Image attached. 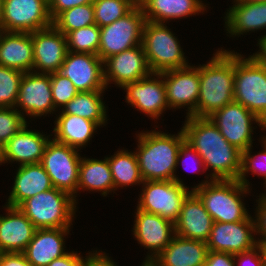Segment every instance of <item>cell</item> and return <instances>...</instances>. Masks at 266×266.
Instances as JSON below:
<instances>
[{"label": "cell", "instance_id": "obj_25", "mask_svg": "<svg viewBox=\"0 0 266 266\" xmlns=\"http://www.w3.org/2000/svg\"><path fill=\"white\" fill-rule=\"evenodd\" d=\"M207 243L173 237L166 248L149 263L150 266H204L208 254Z\"/></svg>", "mask_w": 266, "mask_h": 266}, {"label": "cell", "instance_id": "obj_26", "mask_svg": "<svg viewBox=\"0 0 266 266\" xmlns=\"http://www.w3.org/2000/svg\"><path fill=\"white\" fill-rule=\"evenodd\" d=\"M31 33L0 31V65L22 72L33 70Z\"/></svg>", "mask_w": 266, "mask_h": 266}, {"label": "cell", "instance_id": "obj_47", "mask_svg": "<svg viewBox=\"0 0 266 266\" xmlns=\"http://www.w3.org/2000/svg\"><path fill=\"white\" fill-rule=\"evenodd\" d=\"M0 266H31L23 253H0Z\"/></svg>", "mask_w": 266, "mask_h": 266}, {"label": "cell", "instance_id": "obj_56", "mask_svg": "<svg viewBox=\"0 0 266 266\" xmlns=\"http://www.w3.org/2000/svg\"><path fill=\"white\" fill-rule=\"evenodd\" d=\"M141 266H150L149 264H142Z\"/></svg>", "mask_w": 266, "mask_h": 266}, {"label": "cell", "instance_id": "obj_22", "mask_svg": "<svg viewBox=\"0 0 266 266\" xmlns=\"http://www.w3.org/2000/svg\"><path fill=\"white\" fill-rule=\"evenodd\" d=\"M214 220L200 198L191 191L184 199L177 221L175 234L183 238L207 242Z\"/></svg>", "mask_w": 266, "mask_h": 266}, {"label": "cell", "instance_id": "obj_49", "mask_svg": "<svg viewBox=\"0 0 266 266\" xmlns=\"http://www.w3.org/2000/svg\"><path fill=\"white\" fill-rule=\"evenodd\" d=\"M259 51L250 55L255 61L266 66V35L258 39Z\"/></svg>", "mask_w": 266, "mask_h": 266}, {"label": "cell", "instance_id": "obj_55", "mask_svg": "<svg viewBox=\"0 0 266 266\" xmlns=\"http://www.w3.org/2000/svg\"><path fill=\"white\" fill-rule=\"evenodd\" d=\"M264 187L266 188V186H264ZM262 197L266 199V193L265 194H262Z\"/></svg>", "mask_w": 266, "mask_h": 266}, {"label": "cell", "instance_id": "obj_45", "mask_svg": "<svg viewBox=\"0 0 266 266\" xmlns=\"http://www.w3.org/2000/svg\"><path fill=\"white\" fill-rule=\"evenodd\" d=\"M191 154H192V156L195 158H192V159H194V160H198L196 163L198 164V165H200V167L202 166L204 169L203 170H205V165H204V163H203V160H202V158L200 157V155L197 153V151L193 148V147H191V145H189L186 141H184L183 143H182V145L180 146V149H179V152H178V155H177V166L180 164V163H182V165L185 167L186 165H184L183 163H184V160H185V162H186V159L187 158H189V156L190 157H192L191 156ZM182 158H184V160L182 159ZM181 159V160H180ZM188 160V159H187ZM182 161V162H181ZM180 162V163H179ZM195 163V164H196ZM187 167V166H186ZM185 167V170L187 169ZM195 169V168H194ZM195 172V171H194Z\"/></svg>", "mask_w": 266, "mask_h": 266}, {"label": "cell", "instance_id": "obj_20", "mask_svg": "<svg viewBox=\"0 0 266 266\" xmlns=\"http://www.w3.org/2000/svg\"><path fill=\"white\" fill-rule=\"evenodd\" d=\"M122 88L127 92L126 103L153 119H158L169 108L164 79L160 73H151L136 82L125 84Z\"/></svg>", "mask_w": 266, "mask_h": 266}, {"label": "cell", "instance_id": "obj_31", "mask_svg": "<svg viewBox=\"0 0 266 266\" xmlns=\"http://www.w3.org/2000/svg\"><path fill=\"white\" fill-rule=\"evenodd\" d=\"M79 189L102 191L103 196L114 191L113 177L107 158L104 160L81 158L77 193Z\"/></svg>", "mask_w": 266, "mask_h": 266}, {"label": "cell", "instance_id": "obj_15", "mask_svg": "<svg viewBox=\"0 0 266 266\" xmlns=\"http://www.w3.org/2000/svg\"><path fill=\"white\" fill-rule=\"evenodd\" d=\"M164 79L166 97L169 108L188 107L187 116H191L197 108L200 93L199 66L171 69L160 73Z\"/></svg>", "mask_w": 266, "mask_h": 266}, {"label": "cell", "instance_id": "obj_51", "mask_svg": "<svg viewBox=\"0 0 266 266\" xmlns=\"http://www.w3.org/2000/svg\"><path fill=\"white\" fill-rule=\"evenodd\" d=\"M236 2H266V0H234Z\"/></svg>", "mask_w": 266, "mask_h": 266}, {"label": "cell", "instance_id": "obj_14", "mask_svg": "<svg viewBox=\"0 0 266 266\" xmlns=\"http://www.w3.org/2000/svg\"><path fill=\"white\" fill-rule=\"evenodd\" d=\"M60 74L70 79L79 92L104 91L103 61L98 55L68 51Z\"/></svg>", "mask_w": 266, "mask_h": 266}, {"label": "cell", "instance_id": "obj_30", "mask_svg": "<svg viewBox=\"0 0 266 266\" xmlns=\"http://www.w3.org/2000/svg\"><path fill=\"white\" fill-rule=\"evenodd\" d=\"M54 122L53 139L79 150L86 146L99 127L93 121L77 115L64 114L62 111Z\"/></svg>", "mask_w": 266, "mask_h": 266}, {"label": "cell", "instance_id": "obj_24", "mask_svg": "<svg viewBox=\"0 0 266 266\" xmlns=\"http://www.w3.org/2000/svg\"><path fill=\"white\" fill-rule=\"evenodd\" d=\"M70 228L36 229L33 239L22 252L31 266H47L51 261L65 255V239Z\"/></svg>", "mask_w": 266, "mask_h": 266}, {"label": "cell", "instance_id": "obj_42", "mask_svg": "<svg viewBox=\"0 0 266 266\" xmlns=\"http://www.w3.org/2000/svg\"><path fill=\"white\" fill-rule=\"evenodd\" d=\"M257 202L256 218L254 219L256 234H260V239L258 238L257 242L262 246H266V199L259 196Z\"/></svg>", "mask_w": 266, "mask_h": 266}, {"label": "cell", "instance_id": "obj_1", "mask_svg": "<svg viewBox=\"0 0 266 266\" xmlns=\"http://www.w3.org/2000/svg\"><path fill=\"white\" fill-rule=\"evenodd\" d=\"M185 141L211 168L213 180H237L241 169V151L232 146L209 117L186 116L182 127Z\"/></svg>", "mask_w": 266, "mask_h": 266}, {"label": "cell", "instance_id": "obj_36", "mask_svg": "<svg viewBox=\"0 0 266 266\" xmlns=\"http://www.w3.org/2000/svg\"><path fill=\"white\" fill-rule=\"evenodd\" d=\"M95 23L100 28L122 18L134 7L125 0H94Z\"/></svg>", "mask_w": 266, "mask_h": 266}, {"label": "cell", "instance_id": "obj_2", "mask_svg": "<svg viewBox=\"0 0 266 266\" xmlns=\"http://www.w3.org/2000/svg\"><path fill=\"white\" fill-rule=\"evenodd\" d=\"M199 65L200 93L193 117H209L234 102L235 52L218 50Z\"/></svg>", "mask_w": 266, "mask_h": 266}, {"label": "cell", "instance_id": "obj_34", "mask_svg": "<svg viewBox=\"0 0 266 266\" xmlns=\"http://www.w3.org/2000/svg\"><path fill=\"white\" fill-rule=\"evenodd\" d=\"M92 24H96L92 3L75 6L61 12L52 23V25L64 35L70 31Z\"/></svg>", "mask_w": 266, "mask_h": 266}, {"label": "cell", "instance_id": "obj_54", "mask_svg": "<svg viewBox=\"0 0 266 266\" xmlns=\"http://www.w3.org/2000/svg\"><path fill=\"white\" fill-rule=\"evenodd\" d=\"M1 13H2V0H0V17H1Z\"/></svg>", "mask_w": 266, "mask_h": 266}, {"label": "cell", "instance_id": "obj_17", "mask_svg": "<svg viewBox=\"0 0 266 266\" xmlns=\"http://www.w3.org/2000/svg\"><path fill=\"white\" fill-rule=\"evenodd\" d=\"M135 213L133 234L138 244L151 251V255H147L142 263L149 264L171 242L175 236V226L173 222L159 215L138 208Z\"/></svg>", "mask_w": 266, "mask_h": 266}, {"label": "cell", "instance_id": "obj_29", "mask_svg": "<svg viewBox=\"0 0 266 266\" xmlns=\"http://www.w3.org/2000/svg\"><path fill=\"white\" fill-rule=\"evenodd\" d=\"M140 6L146 21L155 23L185 18L206 10L201 0H140Z\"/></svg>", "mask_w": 266, "mask_h": 266}, {"label": "cell", "instance_id": "obj_48", "mask_svg": "<svg viewBox=\"0 0 266 266\" xmlns=\"http://www.w3.org/2000/svg\"><path fill=\"white\" fill-rule=\"evenodd\" d=\"M83 266H117L104 252L101 253L95 250V253H88Z\"/></svg>", "mask_w": 266, "mask_h": 266}, {"label": "cell", "instance_id": "obj_23", "mask_svg": "<svg viewBox=\"0 0 266 266\" xmlns=\"http://www.w3.org/2000/svg\"><path fill=\"white\" fill-rule=\"evenodd\" d=\"M0 216V253H22L33 239L36 227L19 209L6 205Z\"/></svg>", "mask_w": 266, "mask_h": 266}, {"label": "cell", "instance_id": "obj_50", "mask_svg": "<svg viewBox=\"0 0 266 266\" xmlns=\"http://www.w3.org/2000/svg\"><path fill=\"white\" fill-rule=\"evenodd\" d=\"M128 1L133 7L140 5V0H125Z\"/></svg>", "mask_w": 266, "mask_h": 266}, {"label": "cell", "instance_id": "obj_3", "mask_svg": "<svg viewBox=\"0 0 266 266\" xmlns=\"http://www.w3.org/2000/svg\"><path fill=\"white\" fill-rule=\"evenodd\" d=\"M137 138L135 153L143 181L174 180L184 184L175 174L177 155L185 141L183 129L176 135L156 130L145 131L138 133Z\"/></svg>", "mask_w": 266, "mask_h": 266}, {"label": "cell", "instance_id": "obj_5", "mask_svg": "<svg viewBox=\"0 0 266 266\" xmlns=\"http://www.w3.org/2000/svg\"><path fill=\"white\" fill-rule=\"evenodd\" d=\"M76 204L69 193L53 187L28 198L19 209L37 229L70 228Z\"/></svg>", "mask_w": 266, "mask_h": 266}, {"label": "cell", "instance_id": "obj_39", "mask_svg": "<svg viewBox=\"0 0 266 266\" xmlns=\"http://www.w3.org/2000/svg\"><path fill=\"white\" fill-rule=\"evenodd\" d=\"M26 123L17 108H0V150Z\"/></svg>", "mask_w": 266, "mask_h": 266}, {"label": "cell", "instance_id": "obj_52", "mask_svg": "<svg viewBox=\"0 0 266 266\" xmlns=\"http://www.w3.org/2000/svg\"><path fill=\"white\" fill-rule=\"evenodd\" d=\"M263 248V254H264V258H265V266H266V246H262Z\"/></svg>", "mask_w": 266, "mask_h": 266}, {"label": "cell", "instance_id": "obj_19", "mask_svg": "<svg viewBox=\"0 0 266 266\" xmlns=\"http://www.w3.org/2000/svg\"><path fill=\"white\" fill-rule=\"evenodd\" d=\"M103 69L106 87L114 82L122 88L125 84L136 82L152 73L142 44L108 57L103 61Z\"/></svg>", "mask_w": 266, "mask_h": 266}, {"label": "cell", "instance_id": "obj_38", "mask_svg": "<svg viewBox=\"0 0 266 266\" xmlns=\"http://www.w3.org/2000/svg\"><path fill=\"white\" fill-rule=\"evenodd\" d=\"M262 145L264 147L262 152L257 153V155H251L252 145L246 149L245 151L241 152V169L238 176V181L243 184L246 188H249V181L246 179V175L248 172H252L254 175H262L264 176V186H266V141H262ZM262 163H259L260 161ZM258 164V165H257ZM262 166V167H261Z\"/></svg>", "mask_w": 266, "mask_h": 266}, {"label": "cell", "instance_id": "obj_53", "mask_svg": "<svg viewBox=\"0 0 266 266\" xmlns=\"http://www.w3.org/2000/svg\"><path fill=\"white\" fill-rule=\"evenodd\" d=\"M262 130H266V122H264ZM262 140L266 141V136L262 137Z\"/></svg>", "mask_w": 266, "mask_h": 266}, {"label": "cell", "instance_id": "obj_4", "mask_svg": "<svg viewBox=\"0 0 266 266\" xmlns=\"http://www.w3.org/2000/svg\"><path fill=\"white\" fill-rule=\"evenodd\" d=\"M246 188L238 180H213L210 178L191 190L200 198L214 222H238L250 215L242 202ZM242 196V197H241Z\"/></svg>", "mask_w": 266, "mask_h": 266}, {"label": "cell", "instance_id": "obj_12", "mask_svg": "<svg viewBox=\"0 0 266 266\" xmlns=\"http://www.w3.org/2000/svg\"><path fill=\"white\" fill-rule=\"evenodd\" d=\"M209 118L226 141L241 152L252 145V122L258 123L261 129L264 124L251 111L235 101L217 110Z\"/></svg>", "mask_w": 266, "mask_h": 266}, {"label": "cell", "instance_id": "obj_27", "mask_svg": "<svg viewBox=\"0 0 266 266\" xmlns=\"http://www.w3.org/2000/svg\"><path fill=\"white\" fill-rule=\"evenodd\" d=\"M51 188L53 186L50 177L40 163L19 165L14 178V185L6 204L12 207H19L28 198Z\"/></svg>", "mask_w": 266, "mask_h": 266}, {"label": "cell", "instance_id": "obj_11", "mask_svg": "<svg viewBox=\"0 0 266 266\" xmlns=\"http://www.w3.org/2000/svg\"><path fill=\"white\" fill-rule=\"evenodd\" d=\"M52 23L48 0H2L0 31L32 33Z\"/></svg>", "mask_w": 266, "mask_h": 266}, {"label": "cell", "instance_id": "obj_8", "mask_svg": "<svg viewBox=\"0 0 266 266\" xmlns=\"http://www.w3.org/2000/svg\"><path fill=\"white\" fill-rule=\"evenodd\" d=\"M79 150L52 140L47 143L40 164L50 177L54 188L69 193L76 202L79 164Z\"/></svg>", "mask_w": 266, "mask_h": 266}, {"label": "cell", "instance_id": "obj_37", "mask_svg": "<svg viewBox=\"0 0 266 266\" xmlns=\"http://www.w3.org/2000/svg\"><path fill=\"white\" fill-rule=\"evenodd\" d=\"M23 74L20 70L0 65V108H15Z\"/></svg>", "mask_w": 266, "mask_h": 266}, {"label": "cell", "instance_id": "obj_40", "mask_svg": "<svg viewBox=\"0 0 266 266\" xmlns=\"http://www.w3.org/2000/svg\"><path fill=\"white\" fill-rule=\"evenodd\" d=\"M52 98L55 109L64 107L79 91L72 81L58 71L50 74Z\"/></svg>", "mask_w": 266, "mask_h": 266}, {"label": "cell", "instance_id": "obj_46", "mask_svg": "<svg viewBox=\"0 0 266 266\" xmlns=\"http://www.w3.org/2000/svg\"><path fill=\"white\" fill-rule=\"evenodd\" d=\"M85 259L77 252H67L65 255L51 261L47 266H83Z\"/></svg>", "mask_w": 266, "mask_h": 266}, {"label": "cell", "instance_id": "obj_6", "mask_svg": "<svg viewBox=\"0 0 266 266\" xmlns=\"http://www.w3.org/2000/svg\"><path fill=\"white\" fill-rule=\"evenodd\" d=\"M235 53L234 100L266 122V66Z\"/></svg>", "mask_w": 266, "mask_h": 266}, {"label": "cell", "instance_id": "obj_21", "mask_svg": "<svg viewBox=\"0 0 266 266\" xmlns=\"http://www.w3.org/2000/svg\"><path fill=\"white\" fill-rule=\"evenodd\" d=\"M27 123L0 150V164L19 162L20 166L38 164L50 138L27 129Z\"/></svg>", "mask_w": 266, "mask_h": 266}, {"label": "cell", "instance_id": "obj_43", "mask_svg": "<svg viewBox=\"0 0 266 266\" xmlns=\"http://www.w3.org/2000/svg\"><path fill=\"white\" fill-rule=\"evenodd\" d=\"M94 0H48L49 12L54 20L61 12L71 9L75 6L93 3Z\"/></svg>", "mask_w": 266, "mask_h": 266}, {"label": "cell", "instance_id": "obj_18", "mask_svg": "<svg viewBox=\"0 0 266 266\" xmlns=\"http://www.w3.org/2000/svg\"><path fill=\"white\" fill-rule=\"evenodd\" d=\"M31 36L34 55L32 71L44 74L59 71L68 52L66 36L53 25L32 32Z\"/></svg>", "mask_w": 266, "mask_h": 266}, {"label": "cell", "instance_id": "obj_9", "mask_svg": "<svg viewBox=\"0 0 266 266\" xmlns=\"http://www.w3.org/2000/svg\"><path fill=\"white\" fill-rule=\"evenodd\" d=\"M146 18L141 6L134 7L122 18L100 28L98 56L102 61L142 44Z\"/></svg>", "mask_w": 266, "mask_h": 266}, {"label": "cell", "instance_id": "obj_7", "mask_svg": "<svg viewBox=\"0 0 266 266\" xmlns=\"http://www.w3.org/2000/svg\"><path fill=\"white\" fill-rule=\"evenodd\" d=\"M142 46L152 73L189 66L177 37L164 23L145 22Z\"/></svg>", "mask_w": 266, "mask_h": 266}, {"label": "cell", "instance_id": "obj_28", "mask_svg": "<svg viewBox=\"0 0 266 266\" xmlns=\"http://www.w3.org/2000/svg\"><path fill=\"white\" fill-rule=\"evenodd\" d=\"M225 16V28L233 37L266 29V2H236Z\"/></svg>", "mask_w": 266, "mask_h": 266}, {"label": "cell", "instance_id": "obj_13", "mask_svg": "<svg viewBox=\"0 0 266 266\" xmlns=\"http://www.w3.org/2000/svg\"><path fill=\"white\" fill-rule=\"evenodd\" d=\"M255 232V220L251 215L238 222H214L206 242L208 250L233 255L251 250L258 245L253 236Z\"/></svg>", "mask_w": 266, "mask_h": 266}, {"label": "cell", "instance_id": "obj_35", "mask_svg": "<svg viewBox=\"0 0 266 266\" xmlns=\"http://www.w3.org/2000/svg\"><path fill=\"white\" fill-rule=\"evenodd\" d=\"M68 51L75 53L98 54L100 43V27L92 24L77 30L68 32L66 35Z\"/></svg>", "mask_w": 266, "mask_h": 266}, {"label": "cell", "instance_id": "obj_44", "mask_svg": "<svg viewBox=\"0 0 266 266\" xmlns=\"http://www.w3.org/2000/svg\"><path fill=\"white\" fill-rule=\"evenodd\" d=\"M204 266H235L234 255L227 252L208 251Z\"/></svg>", "mask_w": 266, "mask_h": 266}, {"label": "cell", "instance_id": "obj_10", "mask_svg": "<svg viewBox=\"0 0 266 266\" xmlns=\"http://www.w3.org/2000/svg\"><path fill=\"white\" fill-rule=\"evenodd\" d=\"M142 194L137 208L161 216L173 223L179 217L182 203L187 195L188 187L174 180L143 181Z\"/></svg>", "mask_w": 266, "mask_h": 266}, {"label": "cell", "instance_id": "obj_16", "mask_svg": "<svg viewBox=\"0 0 266 266\" xmlns=\"http://www.w3.org/2000/svg\"><path fill=\"white\" fill-rule=\"evenodd\" d=\"M19 106L22 110L18 111L23 116L26 114L35 118L56 112L52 98L50 74L33 71L23 74L15 108H19Z\"/></svg>", "mask_w": 266, "mask_h": 266}, {"label": "cell", "instance_id": "obj_41", "mask_svg": "<svg viewBox=\"0 0 266 266\" xmlns=\"http://www.w3.org/2000/svg\"><path fill=\"white\" fill-rule=\"evenodd\" d=\"M234 261L235 266H265L262 245L258 244L251 250L235 254Z\"/></svg>", "mask_w": 266, "mask_h": 266}, {"label": "cell", "instance_id": "obj_33", "mask_svg": "<svg viewBox=\"0 0 266 266\" xmlns=\"http://www.w3.org/2000/svg\"><path fill=\"white\" fill-rule=\"evenodd\" d=\"M106 158L112 173L114 190L118 187L143 184L135 152L121 150Z\"/></svg>", "mask_w": 266, "mask_h": 266}, {"label": "cell", "instance_id": "obj_32", "mask_svg": "<svg viewBox=\"0 0 266 266\" xmlns=\"http://www.w3.org/2000/svg\"><path fill=\"white\" fill-rule=\"evenodd\" d=\"M104 91L79 92L62 109L64 114L77 115L95 122L99 127L107 122L106 106L102 101Z\"/></svg>", "mask_w": 266, "mask_h": 266}]
</instances>
